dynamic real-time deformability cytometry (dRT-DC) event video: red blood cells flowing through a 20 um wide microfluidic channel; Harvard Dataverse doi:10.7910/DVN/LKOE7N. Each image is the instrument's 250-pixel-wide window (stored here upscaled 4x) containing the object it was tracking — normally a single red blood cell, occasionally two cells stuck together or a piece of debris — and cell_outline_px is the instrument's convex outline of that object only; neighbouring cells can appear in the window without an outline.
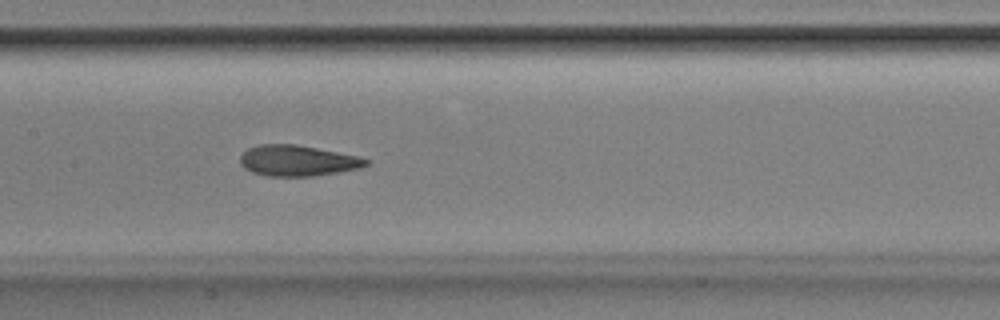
{"species": "Egyptian fruit bat (a non-hibernating species)", "species_latin": "Rousettus aegyptiacus", "temperature_condition": "room temperature", "stored_images_in_passage": 52, "camera_frame_rate_fps": 3000, "um_per_image_px": 0.085, "animal": {"sex": "male"}, "frame": {"image": 1, "passage_image": 25, "time_ms": 8.0, "image_size_px": [1000, 320], "cell_outline_px": [[372, 160], [368, 164], [360, 168], [312, 176], [268, 176], [252, 172], [244, 168], [240, 164], [240, 156], [248, 148], [260, 144], [296, 144], [360, 156]], "centroid_in_image_um": [25.31, 13.65], "position_along_channel_um": 182.1, "area_um2": 22.66}}
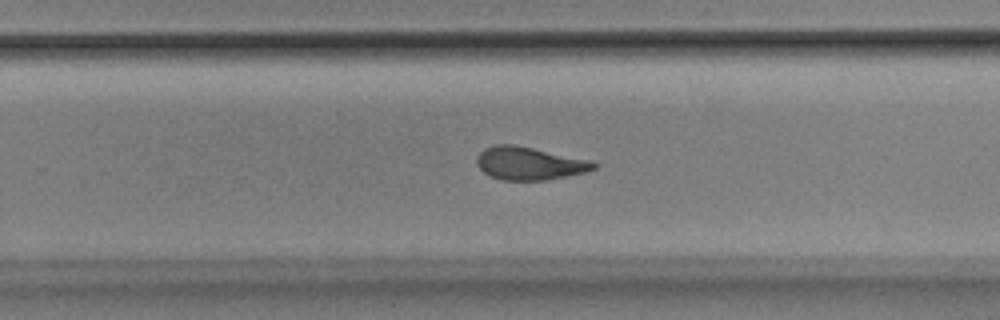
{"frame": {"image": 2, "passage_image": 33, "time_ms": 10.667, "image_size_px": [1000, 320], "cell_outline_px": [[596, 168], [584, 172], [544, 180], [504, 180], [492, 176], [484, 172], [476, 164], [476, 160], [480, 152], [484, 148], [496, 144], [512, 144], [592, 160], [596, 164]], "centroid_in_image_um": [44.98, 13.88], "position_along_channel_um": 284.8, "area_um2": 22.14}}
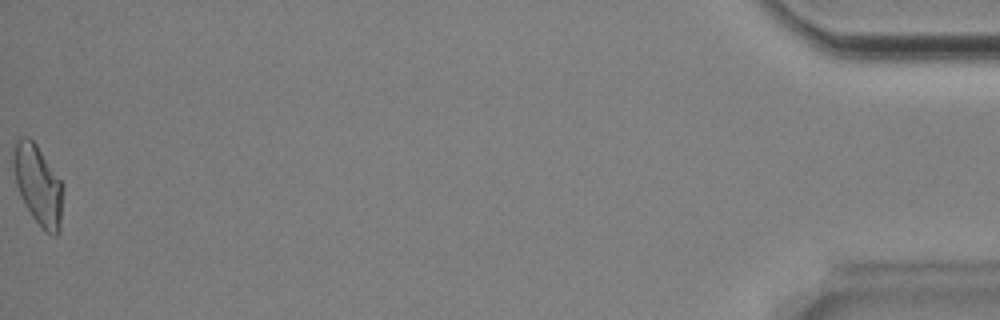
{"frame": {"image": 3, "passage_image": 52, "time_ms": 17.0, "image_size_px": [1000, 320], "cell_outline_px": [[64, 188], [60, 232], [56, 236], [52, 236], [32, 216], [16, 184], [12, 164], [12, 152], [16, 140], [20, 136], [28, 136], [36, 144], [64, 184]], "centroid_in_image_um": [3.26, 15.68], "position_along_channel_um": 431.9, "area_um2": 23.12}, "authors_computed_cell_mechanics": {"area_um2": 23.0333, "velocity_mm_per_s": 3.8746, "shape_relaxation_time_tau1_ms": 4.2741, "shape_relaxation_time_tau2_ms": 2.3418, "deformation_change_tau1": 0.1572, "deformation_change_tau2": 0.0872}}